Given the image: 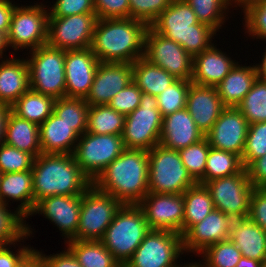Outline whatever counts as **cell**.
<instances>
[{
  "instance_id": "obj_42",
  "label": "cell",
  "mask_w": 266,
  "mask_h": 267,
  "mask_svg": "<svg viewBox=\"0 0 266 267\" xmlns=\"http://www.w3.org/2000/svg\"><path fill=\"white\" fill-rule=\"evenodd\" d=\"M210 148L207 138L204 137L199 142L178 150L182 163L197 183L204 177Z\"/></svg>"
},
{
  "instance_id": "obj_51",
  "label": "cell",
  "mask_w": 266,
  "mask_h": 267,
  "mask_svg": "<svg viewBox=\"0 0 266 267\" xmlns=\"http://www.w3.org/2000/svg\"><path fill=\"white\" fill-rule=\"evenodd\" d=\"M98 19L129 18V0H93Z\"/></svg>"
},
{
  "instance_id": "obj_33",
  "label": "cell",
  "mask_w": 266,
  "mask_h": 267,
  "mask_svg": "<svg viewBox=\"0 0 266 267\" xmlns=\"http://www.w3.org/2000/svg\"><path fill=\"white\" fill-rule=\"evenodd\" d=\"M184 216L183 235L195 224L201 222L213 209L214 204L205 185L197 183L183 193Z\"/></svg>"
},
{
  "instance_id": "obj_21",
  "label": "cell",
  "mask_w": 266,
  "mask_h": 267,
  "mask_svg": "<svg viewBox=\"0 0 266 267\" xmlns=\"http://www.w3.org/2000/svg\"><path fill=\"white\" fill-rule=\"evenodd\" d=\"M99 60L89 48L65 50V97L86 98Z\"/></svg>"
},
{
  "instance_id": "obj_60",
  "label": "cell",
  "mask_w": 266,
  "mask_h": 267,
  "mask_svg": "<svg viewBox=\"0 0 266 267\" xmlns=\"http://www.w3.org/2000/svg\"><path fill=\"white\" fill-rule=\"evenodd\" d=\"M8 49H10V46L8 44L7 34L5 32L0 31V59H5L8 57V55H4V52H6V50Z\"/></svg>"
},
{
  "instance_id": "obj_48",
  "label": "cell",
  "mask_w": 266,
  "mask_h": 267,
  "mask_svg": "<svg viewBox=\"0 0 266 267\" xmlns=\"http://www.w3.org/2000/svg\"><path fill=\"white\" fill-rule=\"evenodd\" d=\"M32 234L33 230L31 225L26 224V234L19 241L7 245H0V267H18V265L34 250L33 247L31 248L29 245L25 246L20 243L21 241L25 243L24 241L28 239V237H31L30 235ZM12 245L14 249L19 245L18 249L12 250L10 248Z\"/></svg>"
},
{
  "instance_id": "obj_5",
  "label": "cell",
  "mask_w": 266,
  "mask_h": 267,
  "mask_svg": "<svg viewBox=\"0 0 266 267\" xmlns=\"http://www.w3.org/2000/svg\"><path fill=\"white\" fill-rule=\"evenodd\" d=\"M149 231L142 209L137 204H123L101 241L119 263H126Z\"/></svg>"
},
{
  "instance_id": "obj_26",
  "label": "cell",
  "mask_w": 266,
  "mask_h": 267,
  "mask_svg": "<svg viewBox=\"0 0 266 267\" xmlns=\"http://www.w3.org/2000/svg\"><path fill=\"white\" fill-rule=\"evenodd\" d=\"M0 59V102L12 105L30 89L27 60L22 57Z\"/></svg>"
},
{
  "instance_id": "obj_46",
  "label": "cell",
  "mask_w": 266,
  "mask_h": 267,
  "mask_svg": "<svg viewBox=\"0 0 266 267\" xmlns=\"http://www.w3.org/2000/svg\"><path fill=\"white\" fill-rule=\"evenodd\" d=\"M35 157L7 144L0 146V173L32 170Z\"/></svg>"
},
{
  "instance_id": "obj_23",
  "label": "cell",
  "mask_w": 266,
  "mask_h": 267,
  "mask_svg": "<svg viewBox=\"0 0 266 267\" xmlns=\"http://www.w3.org/2000/svg\"><path fill=\"white\" fill-rule=\"evenodd\" d=\"M204 137L186 108L163 117L159 144L167 149L180 150Z\"/></svg>"
},
{
  "instance_id": "obj_13",
  "label": "cell",
  "mask_w": 266,
  "mask_h": 267,
  "mask_svg": "<svg viewBox=\"0 0 266 267\" xmlns=\"http://www.w3.org/2000/svg\"><path fill=\"white\" fill-rule=\"evenodd\" d=\"M183 254V241L180 234L150 230L126 265L128 267H177Z\"/></svg>"
},
{
  "instance_id": "obj_56",
  "label": "cell",
  "mask_w": 266,
  "mask_h": 267,
  "mask_svg": "<svg viewBox=\"0 0 266 267\" xmlns=\"http://www.w3.org/2000/svg\"><path fill=\"white\" fill-rule=\"evenodd\" d=\"M11 112V105L0 102V146L5 142L7 120Z\"/></svg>"
},
{
  "instance_id": "obj_14",
  "label": "cell",
  "mask_w": 266,
  "mask_h": 267,
  "mask_svg": "<svg viewBox=\"0 0 266 267\" xmlns=\"http://www.w3.org/2000/svg\"><path fill=\"white\" fill-rule=\"evenodd\" d=\"M144 58L176 79L192 78L193 57L179 43L158 34L150 26L145 34Z\"/></svg>"
},
{
  "instance_id": "obj_40",
  "label": "cell",
  "mask_w": 266,
  "mask_h": 267,
  "mask_svg": "<svg viewBox=\"0 0 266 267\" xmlns=\"http://www.w3.org/2000/svg\"><path fill=\"white\" fill-rule=\"evenodd\" d=\"M237 109L246 118L248 124L266 122V82L257 78Z\"/></svg>"
},
{
  "instance_id": "obj_35",
  "label": "cell",
  "mask_w": 266,
  "mask_h": 267,
  "mask_svg": "<svg viewBox=\"0 0 266 267\" xmlns=\"http://www.w3.org/2000/svg\"><path fill=\"white\" fill-rule=\"evenodd\" d=\"M243 169L239 155L211 147L207 156L204 177L198 183L204 185L211 180L240 173Z\"/></svg>"
},
{
  "instance_id": "obj_29",
  "label": "cell",
  "mask_w": 266,
  "mask_h": 267,
  "mask_svg": "<svg viewBox=\"0 0 266 267\" xmlns=\"http://www.w3.org/2000/svg\"><path fill=\"white\" fill-rule=\"evenodd\" d=\"M230 240L242 256L263 261L266 258V232L251 219L232 221Z\"/></svg>"
},
{
  "instance_id": "obj_45",
  "label": "cell",
  "mask_w": 266,
  "mask_h": 267,
  "mask_svg": "<svg viewBox=\"0 0 266 267\" xmlns=\"http://www.w3.org/2000/svg\"><path fill=\"white\" fill-rule=\"evenodd\" d=\"M266 154V122L252 123L248 127L241 160L246 169L254 160Z\"/></svg>"
},
{
  "instance_id": "obj_59",
  "label": "cell",
  "mask_w": 266,
  "mask_h": 267,
  "mask_svg": "<svg viewBox=\"0 0 266 267\" xmlns=\"http://www.w3.org/2000/svg\"><path fill=\"white\" fill-rule=\"evenodd\" d=\"M262 261L241 256L236 267H261Z\"/></svg>"
},
{
  "instance_id": "obj_16",
  "label": "cell",
  "mask_w": 266,
  "mask_h": 267,
  "mask_svg": "<svg viewBox=\"0 0 266 267\" xmlns=\"http://www.w3.org/2000/svg\"><path fill=\"white\" fill-rule=\"evenodd\" d=\"M137 205L142 209L150 230L170 231L183 236V193L148 192Z\"/></svg>"
},
{
  "instance_id": "obj_55",
  "label": "cell",
  "mask_w": 266,
  "mask_h": 267,
  "mask_svg": "<svg viewBox=\"0 0 266 267\" xmlns=\"http://www.w3.org/2000/svg\"><path fill=\"white\" fill-rule=\"evenodd\" d=\"M15 3L16 2L12 0H0V31L5 32L6 34L9 30L12 13L18 5Z\"/></svg>"
},
{
  "instance_id": "obj_6",
  "label": "cell",
  "mask_w": 266,
  "mask_h": 267,
  "mask_svg": "<svg viewBox=\"0 0 266 267\" xmlns=\"http://www.w3.org/2000/svg\"><path fill=\"white\" fill-rule=\"evenodd\" d=\"M150 193L182 194L197 184L182 163L178 150L156 145L148 151Z\"/></svg>"
},
{
  "instance_id": "obj_30",
  "label": "cell",
  "mask_w": 266,
  "mask_h": 267,
  "mask_svg": "<svg viewBox=\"0 0 266 267\" xmlns=\"http://www.w3.org/2000/svg\"><path fill=\"white\" fill-rule=\"evenodd\" d=\"M5 144L32 154L35 158L42 153L39 126L20 118L12 111L7 120Z\"/></svg>"
},
{
  "instance_id": "obj_36",
  "label": "cell",
  "mask_w": 266,
  "mask_h": 267,
  "mask_svg": "<svg viewBox=\"0 0 266 267\" xmlns=\"http://www.w3.org/2000/svg\"><path fill=\"white\" fill-rule=\"evenodd\" d=\"M125 118V115L118 113L108 105L90 106L86 132L99 135H121Z\"/></svg>"
},
{
  "instance_id": "obj_2",
  "label": "cell",
  "mask_w": 266,
  "mask_h": 267,
  "mask_svg": "<svg viewBox=\"0 0 266 267\" xmlns=\"http://www.w3.org/2000/svg\"><path fill=\"white\" fill-rule=\"evenodd\" d=\"M148 151L124 149L92 182L122 204H138L149 192Z\"/></svg>"
},
{
  "instance_id": "obj_50",
  "label": "cell",
  "mask_w": 266,
  "mask_h": 267,
  "mask_svg": "<svg viewBox=\"0 0 266 267\" xmlns=\"http://www.w3.org/2000/svg\"><path fill=\"white\" fill-rule=\"evenodd\" d=\"M49 7V18H61L77 14H96L93 0H56Z\"/></svg>"
},
{
  "instance_id": "obj_41",
  "label": "cell",
  "mask_w": 266,
  "mask_h": 267,
  "mask_svg": "<svg viewBox=\"0 0 266 267\" xmlns=\"http://www.w3.org/2000/svg\"><path fill=\"white\" fill-rule=\"evenodd\" d=\"M200 254L204 267H236L242 256L230 239L210 245Z\"/></svg>"
},
{
  "instance_id": "obj_32",
  "label": "cell",
  "mask_w": 266,
  "mask_h": 267,
  "mask_svg": "<svg viewBox=\"0 0 266 267\" xmlns=\"http://www.w3.org/2000/svg\"><path fill=\"white\" fill-rule=\"evenodd\" d=\"M54 102L53 97L29 89L11 105V111L40 126L53 113Z\"/></svg>"
},
{
  "instance_id": "obj_31",
  "label": "cell",
  "mask_w": 266,
  "mask_h": 267,
  "mask_svg": "<svg viewBox=\"0 0 266 267\" xmlns=\"http://www.w3.org/2000/svg\"><path fill=\"white\" fill-rule=\"evenodd\" d=\"M133 82L138 88L153 96H158L177 79L159 66L153 65L144 57L132 63Z\"/></svg>"
},
{
  "instance_id": "obj_7",
  "label": "cell",
  "mask_w": 266,
  "mask_h": 267,
  "mask_svg": "<svg viewBox=\"0 0 266 267\" xmlns=\"http://www.w3.org/2000/svg\"><path fill=\"white\" fill-rule=\"evenodd\" d=\"M28 53L30 89L54 99L65 97V50L46 44Z\"/></svg>"
},
{
  "instance_id": "obj_61",
  "label": "cell",
  "mask_w": 266,
  "mask_h": 267,
  "mask_svg": "<svg viewBox=\"0 0 266 267\" xmlns=\"http://www.w3.org/2000/svg\"><path fill=\"white\" fill-rule=\"evenodd\" d=\"M198 260H199V262L192 261V262L188 263V261H187V264L186 263H184V264L179 263V265L177 267H204V265L201 263L202 261H200V259H198Z\"/></svg>"
},
{
  "instance_id": "obj_28",
  "label": "cell",
  "mask_w": 266,
  "mask_h": 267,
  "mask_svg": "<svg viewBox=\"0 0 266 267\" xmlns=\"http://www.w3.org/2000/svg\"><path fill=\"white\" fill-rule=\"evenodd\" d=\"M237 62L224 79L215 87L226 107H237L257 80L255 63L249 66Z\"/></svg>"
},
{
  "instance_id": "obj_9",
  "label": "cell",
  "mask_w": 266,
  "mask_h": 267,
  "mask_svg": "<svg viewBox=\"0 0 266 267\" xmlns=\"http://www.w3.org/2000/svg\"><path fill=\"white\" fill-rule=\"evenodd\" d=\"M42 2L34 5L18 4L11 17L7 33L8 44L14 51H32L46 45L48 37L49 11Z\"/></svg>"
},
{
  "instance_id": "obj_54",
  "label": "cell",
  "mask_w": 266,
  "mask_h": 267,
  "mask_svg": "<svg viewBox=\"0 0 266 267\" xmlns=\"http://www.w3.org/2000/svg\"><path fill=\"white\" fill-rule=\"evenodd\" d=\"M246 170L255 188H266V154L254 160Z\"/></svg>"
},
{
  "instance_id": "obj_15",
  "label": "cell",
  "mask_w": 266,
  "mask_h": 267,
  "mask_svg": "<svg viewBox=\"0 0 266 267\" xmlns=\"http://www.w3.org/2000/svg\"><path fill=\"white\" fill-rule=\"evenodd\" d=\"M97 20L96 14L49 18L46 44L62 50L89 48Z\"/></svg>"
},
{
  "instance_id": "obj_17",
  "label": "cell",
  "mask_w": 266,
  "mask_h": 267,
  "mask_svg": "<svg viewBox=\"0 0 266 267\" xmlns=\"http://www.w3.org/2000/svg\"><path fill=\"white\" fill-rule=\"evenodd\" d=\"M81 210V195H55L43 198L35 204L31 216L42 215L55 225L64 244L76 240Z\"/></svg>"
},
{
  "instance_id": "obj_25",
  "label": "cell",
  "mask_w": 266,
  "mask_h": 267,
  "mask_svg": "<svg viewBox=\"0 0 266 267\" xmlns=\"http://www.w3.org/2000/svg\"><path fill=\"white\" fill-rule=\"evenodd\" d=\"M19 202L15 208L25 219L29 218L34 209L32 170L4 173L0 178V202Z\"/></svg>"
},
{
  "instance_id": "obj_11",
  "label": "cell",
  "mask_w": 266,
  "mask_h": 267,
  "mask_svg": "<svg viewBox=\"0 0 266 267\" xmlns=\"http://www.w3.org/2000/svg\"><path fill=\"white\" fill-rule=\"evenodd\" d=\"M124 149L121 135L85 132L79 137L72 154L81 170L93 182Z\"/></svg>"
},
{
  "instance_id": "obj_64",
  "label": "cell",
  "mask_w": 266,
  "mask_h": 267,
  "mask_svg": "<svg viewBox=\"0 0 266 267\" xmlns=\"http://www.w3.org/2000/svg\"><path fill=\"white\" fill-rule=\"evenodd\" d=\"M42 267H45V264H44V261H43V259H42Z\"/></svg>"
},
{
  "instance_id": "obj_62",
  "label": "cell",
  "mask_w": 266,
  "mask_h": 267,
  "mask_svg": "<svg viewBox=\"0 0 266 267\" xmlns=\"http://www.w3.org/2000/svg\"><path fill=\"white\" fill-rule=\"evenodd\" d=\"M115 267H128V266L126 265V263H119Z\"/></svg>"
},
{
  "instance_id": "obj_20",
  "label": "cell",
  "mask_w": 266,
  "mask_h": 267,
  "mask_svg": "<svg viewBox=\"0 0 266 267\" xmlns=\"http://www.w3.org/2000/svg\"><path fill=\"white\" fill-rule=\"evenodd\" d=\"M232 221L231 217L214 208L182 236L184 253L200 255L208 246L229 240Z\"/></svg>"
},
{
  "instance_id": "obj_38",
  "label": "cell",
  "mask_w": 266,
  "mask_h": 267,
  "mask_svg": "<svg viewBox=\"0 0 266 267\" xmlns=\"http://www.w3.org/2000/svg\"><path fill=\"white\" fill-rule=\"evenodd\" d=\"M89 107L84 98L63 97L55 99L53 113L81 136L87 131Z\"/></svg>"
},
{
  "instance_id": "obj_4",
  "label": "cell",
  "mask_w": 266,
  "mask_h": 267,
  "mask_svg": "<svg viewBox=\"0 0 266 267\" xmlns=\"http://www.w3.org/2000/svg\"><path fill=\"white\" fill-rule=\"evenodd\" d=\"M155 32L179 43L192 57L211 47L217 31L197 20L185 0H173L150 26ZM214 41V42H212Z\"/></svg>"
},
{
  "instance_id": "obj_44",
  "label": "cell",
  "mask_w": 266,
  "mask_h": 267,
  "mask_svg": "<svg viewBox=\"0 0 266 267\" xmlns=\"http://www.w3.org/2000/svg\"><path fill=\"white\" fill-rule=\"evenodd\" d=\"M191 83V80L177 79L156 96L158 109L163 117L186 108L187 92Z\"/></svg>"
},
{
  "instance_id": "obj_3",
  "label": "cell",
  "mask_w": 266,
  "mask_h": 267,
  "mask_svg": "<svg viewBox=\"0 0 266 267\" xmlns=\"http://www.w3.org/2000/svg\"><path fill=\"white\" fill-rule=\"evenodd\" d=\"M32 175L34 207L49 196L82 195L92 185L73 154L41 153L34 159Z\"/></svg>"
},
{
  "instance_id": "obj_53",
  "label": "cell",
  "mask_w": 266,
  "mask_h": 267,
  "mask_svg": "<svg viewBox=\"0 0 266 267\" xmlns=\"http://www.w3.org/2000/svg\"><path fill=\"white\" fill-rule=\"evenodd\" d=\"M42 257L45 267H82L72 252L66 247L60 253L46 255L35 249Z\"/></svg>"
},
{
  "instance_id": "obj_10",
  "label": "cell",
  "mask_w": 266,
  "mask_h": 267,
  "mask_svg": "<svg viewBox=\"0 0 266 267\" xmlns=\"http://www.w3.org/2000/svg\"><path fill=\"white\" fill-rule=\"evenodd\" d=\"M123 204L93 184L81 195V210L76 240H102L116 212Z\"/></svg>"
},
{
  "instance_id": "obj_43",
  "label": "cell",
  "mask_w": 266,
  "mask_h": 267,
  "mask_svg": "<svg viewBox=\"0 0 266 267\" xmlns=\"http://www.w3.org/2000/svg\"><path fill=\"white\" fill-rule=\"evenodd\" d=\"M10 206L0 202V245L19 241L26 234V220L18 212L8 209Z\"/></svg>"
},
{
  "instance_id": "obj_34",
  "label": "cell",
  "mask_w": 266,
  "mask_h": 267,
  "mask_svg": "<svg viewBox=\"0 0 266 267\" xmlns=\"http://www.w3.org/2000/svg\"><path fill=\"white\" fill-rule=\"evenodd\" d=\"M66 244L82 267H115L119 264L101 240H70Z\"/></svg>"
},
{
  "instance_id": "obj_52",
  "label": "cell",
  "mask_w": 266,
  "mask_h": 267,
  "mask_svg": "<svg viewBox=\"0 0 266 267\" xmlns=\"http://www.w3.org/2000/svg\"><path fill=\"white\" fill-rule=\"evenodd\" d=\"M248 218L266 232V188H254Z\"/></svg>"
},
{
  "instance_id": "obj_12",
  "label": "cell",
  "mask_w": 266,
  "mask_h": 267,
  "mask_svg": "<svg viewBox=\"0 0 266 267\" xmlns=\"http://www.w3.org/2000/svg\"><path fill=\"white\" fill-rule=\"evenodd\" d=\"M204 185L210 192L215 209L233 220L248 217L250 198L255 187L245 168L240 173L217 178Z\"/></svg>"
},
{
  "instance_id": "obj_37",
  "label": "cell",
  "mask_w": 266,
  "mask_h": 267,
  "mask_svg": "<svg viewBox=\"0 0 266 267\" xmlns=\"http://www.w3.org/2000/svg\"><path fill=\"white\" fill-rule=\"evenodd\" d=\"M196 14L197 20L220 32L229 20V8H237V0H185ZM227 11V12H226ZM228 18V19H227Z\"/></svg>"
},
{
  "instance_id": "obj_19",
  "label": "cell",
  "mask_w": 266,
  "mask_h": 267,
  "mask_svg": "<svg viewBox=\"0 0 266 267\" xmlns=\"http://www.w3.org/2000/svg\"><path fill=\"white\" fill-rule=\"evenodd\" d=\"M133 81L131 63L100 62L85 101L89 106L107 105Z\"/></svg>"
},
{
  "instance_id": "obj_22",
  "label": "cell",
  "mask_w": 266,
  "mask_h": 267,
  "mask_svg": "<svg viewBox=\"0 0 266 267\" xmlns=\"http://www.w3.org/2000/svg\"><path fill=\"white\" fill-rule=\"evenodd\" d=\"M225 108L215 86L190 84L186 109L204 135L210 131Z\"/></svg>"
},
{
  "instance_id": "obj_57",
  "label": "cell",
  "mask_w": 266,
  "mask_h": 267,
  "mask_svg": "<svg viewBox=\"0 0 266 267\" xmlns=\"http://www.w3.org/2000/svg\"><path fill=\"white\" fill-rule=\"evenodd\" d=\"M18 267H42V257L34 249L19 265Z\"/></svg>"
},
{
  "instance_id": "obj_39",
  "label": "cell",
  "mask_w": 266,
  "mask_h": 267,
  "mask_svg": "<svg viewBox=\"0 0 266 267\" xmlns=\"http://www.w3.org/2000/svg\"><path fill=\"white\" fill-rule=\"evenodd\" d=\"M238 7L244 14V34L266 42V0H237Z\"/></svg>"
},
{
  "instance_id": "obj_47",
  "label": "cell",
  "mask_w": 266,
  "mask_h": 267,
  "mask_svg": "<svg viewBox=\"0 0 266 267\" xmlns=\"http://www.w3.org/2000/svg\"><path fill=\"white\" fill-rule=\"evenodd\" d=\"M173 0H129V18L145 22L148 26L171 5Z\"/></svg>"
},
{
  "instance_id": "obj_18",
  "label": "cell",
  "mask_w": 266,
  "mask_h": 267,
  "mask_svg": "<svg viewBox=\"0 0 266 267\" xmlns=\"http://www.w3.org/2000/svg\"><path fill=\"white\" fill-rule=\"evenodd\" d=\"M249 124L237 107H226L205 135L211 147L242 156Z\"/></svg>"
},
{
  "instance_id": "obj_49",
  "label": "cell",
  "mask_w": 266,
  "mask_h": 267,
  "mask_svg": "<svg viewBox=\"0 0 266 267\" xmlns=\"http://www.w3.org/2000/svg\"><path fill=\"white\" fill-rule=\"evenodd\" d=\"M141 94L142 91L132 81L127 87L119 91L107 105L118 113L127 116L139 107Z\"/></svg>"
},
{
  "instance_id": "obj_24",
  "label": "cell",
  "mask_w": 266,
  "mask_h": 267,
  "mask_svg": "<svg viewBox=\"0 0 266 267\" xmlns=\"http://www.w3.org/2000/svg\"><path fill=\"white\" fill-rule=\"evenodd\" d=\"M217 46L213 44L193 57L192 83L201 86H216L237 63Z\"/></svg>"
},
{
  "instance_id": "obj_8",
  "label": "cell",
  "mask_w": 266,
  "mask_h": 267,
  "mask_svg": "<svg viewBox=\"0 0 266 267\" xmlns=\"http://www.w3.org/2000/svg\"><path fill=\"white\" fill-rule=\"evenodd\" d=\"M162 121L157 97L142 92L139 107L125 118L121 134L124 147L150 151L159 145Z\"/></svg>"
},
{
  "instance_id": "obj_63",
  "label": "cell",
  "mask_w": 266,
  "mask_h": 267,
  "mask_svg": "<svg viewBox=\"0 0 266 267\" xmlns=\"http://www.w3.org/2000/svg\"><path fill=\"white\" fill-rule=\"evenodd\" d=\"M261 267H266V258H265V260L262 261Z\"/></svg>"
},
{
  "instance_id": "obj_1",
  "label": "cell",
  "mask_w": 266,
  "mask_h": 267,
  "mask_svg": "<svg viewBox=\"0 0 266 267\" xmlns=\"http://www.w3.org/2000/svg\"><path fill=\"white\" fill-rule=\"evenodd\" d=\"M148 27L133 18L98 19L90 49L99 62L132 64L144 57Z\"/></svg>"
},
{
  "instance_id": "obj_27",
  "label": "cell",
  "mask_w": 266,
  "mask_h": 267,
  "mask_svg": "<svg viewBox=\"0 0 266 267\" xmlns=\"http://www.w3.org/2000/svg\"><path fill=\"white\" fill-rule=\"evenodd\" d=\"M40 146L45 154H72L80 135L52 113L39 126Z\"/></svg>"
},
{
  "instance_id": "obj_58",
  "label": "cell",
  "mask_w": 266,
  "mask_h": 267,
  "mask_svg": "<svg viewBox=\"0 0 266 267\" xmlns=\"http://www.w3.org/2000/svg\"><path fill=\"white\" fill-rule=\"evenodd\" d=\"M265 52H263L262 60L260 63L255 64L256 72H257V78L261 81L266 82V47Z\"/></svg>"
}]
</instances>
